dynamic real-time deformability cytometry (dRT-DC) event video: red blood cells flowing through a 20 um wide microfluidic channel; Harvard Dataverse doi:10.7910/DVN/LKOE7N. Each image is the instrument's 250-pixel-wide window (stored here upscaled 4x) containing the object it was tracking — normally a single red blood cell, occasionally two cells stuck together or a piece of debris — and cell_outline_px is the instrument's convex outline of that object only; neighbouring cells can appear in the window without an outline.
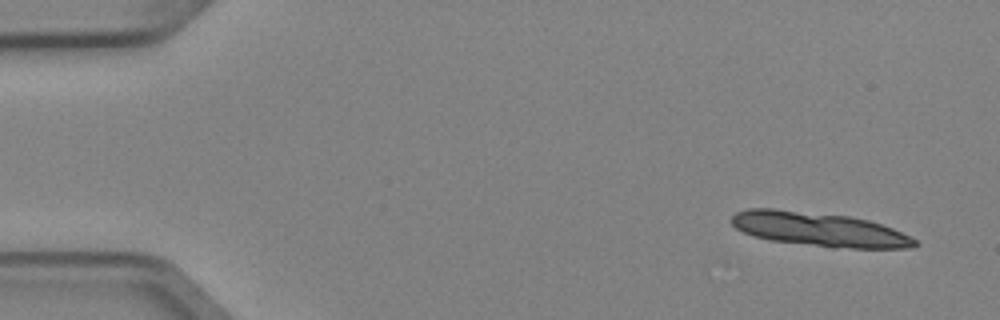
{"species": "Egyptian fruit bat (a non-hibernating species)", "species_latin": "Rousettus aegyptiacus", "temperature_condition": "cold", "stored_images_in_passage": 5, "camera_frame_rate_fps": 3000, "um_per_image_px": 0.085, "animal": {"sex": "female"}, "frame": {"image": 1, "passage_image": 1, "time_ms": 0.0, "image_size_px": [1000, 320], "cell_outline_px": [[920, 244], [912, 248], [832, 248], [772, 240], [756, 236], [744, 232], [736, 228], [728, 220], [736, 212], [748, 208], [772, 208], [848, 216], [868, 220], [892, 228], [916, 240]], "centroid_in_image_um": [69.61, 19.49], "position_along_channel_um": 15.4, "area_um2": 36.3}}
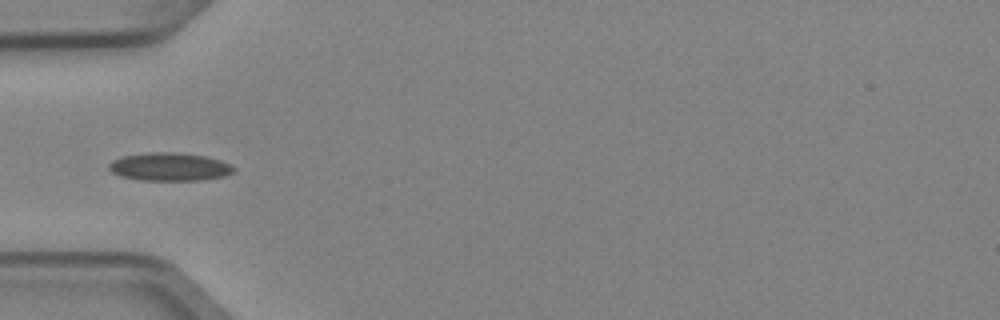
{"frame": {"image": 2, "passage_image": 5, "time_ms": 1.333, "image_size_px": [1000, 320], "cell_outline_px": [[236, 168], [232, 172], [224, 176], [200, 180], [140, 180], [120, 176], [112, 172], [108, 168], [108, 164], [112, 160], [120, 156], [148, 152], [172, 152], [204, 156], [220, 160]], "centroid_in_image_um": [14.35, 14.17], "position_along_channel_um": 70.6, "area_um2": 20.4}}